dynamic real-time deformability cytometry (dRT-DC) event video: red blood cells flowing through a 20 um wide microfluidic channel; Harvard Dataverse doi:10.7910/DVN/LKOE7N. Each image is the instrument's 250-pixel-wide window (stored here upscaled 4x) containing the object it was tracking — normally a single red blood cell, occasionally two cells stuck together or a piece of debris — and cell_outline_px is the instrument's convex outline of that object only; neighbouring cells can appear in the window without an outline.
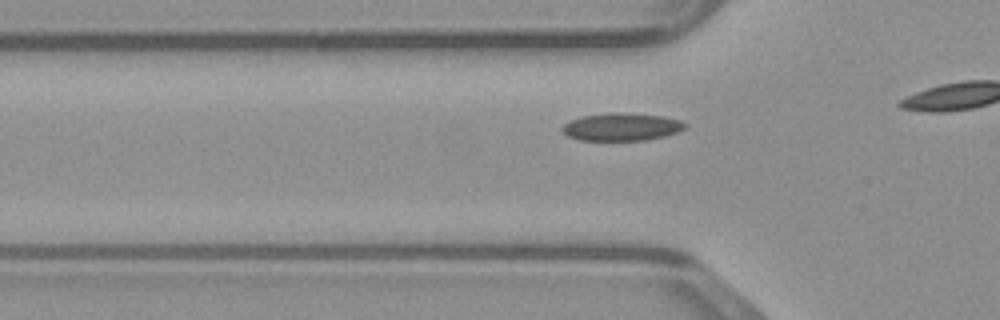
{"species": "common noctule bat (a hibernating species)", "species_latin": "Nyctalus noctula", "temperature_condition": "warm", "stored_images_in_passage": 12, "camera_frame_rate_fps": 3000, "um_per_image_px": 0.085, "animal": {"sex": "male", "body_mass_g": 23.1, "forearm_length_mm": 52.7}, "frame": {"image": 1, "passage_image": 7, "time_ms": 2.0, "image_size_px": [1000, 320], "cell_outline_px": [[688, 124], [684, 128], [676, 132], [664, 136], [644, 140], [580, 140], [568, 136], [560, 128], [564, 124], [572, 120], [584, 116], [616, 112], [620, 112], [664, 116], [680, 120]], "centroid_in_image_um": [52.85, 10.78], "position_along_channel_um": 73.0, "area_um2": 19.59}}
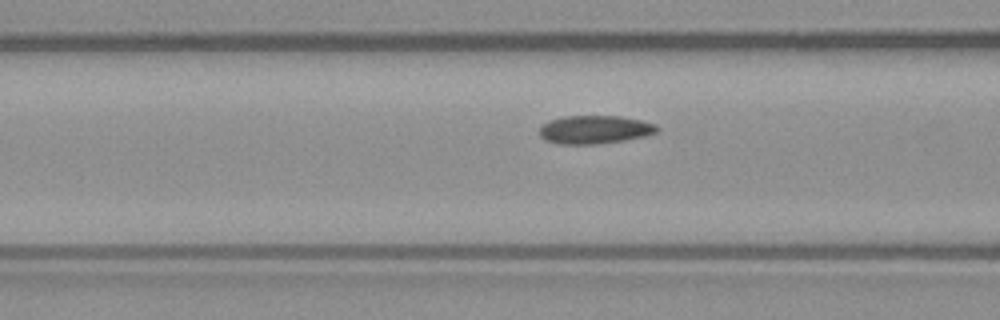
{"frame": {"image": 2, "passage_image": 10, "time_ms": 3.0, "image_size_px": [1000, 320], "cell_outline_px": [[660, 128], [656, 132], [644, 136], [624, 140], [596, 144], [560, 144], [544, 140], [540, 136], [540, 128], [544, 124], [552, 120], [564, 116], [620, 116], [640, 120], [656, 124]], "centroid_in_image_um": [50.56, 11.02], "position_along_channel_um": 116.0, "area_um2": 19.25}}